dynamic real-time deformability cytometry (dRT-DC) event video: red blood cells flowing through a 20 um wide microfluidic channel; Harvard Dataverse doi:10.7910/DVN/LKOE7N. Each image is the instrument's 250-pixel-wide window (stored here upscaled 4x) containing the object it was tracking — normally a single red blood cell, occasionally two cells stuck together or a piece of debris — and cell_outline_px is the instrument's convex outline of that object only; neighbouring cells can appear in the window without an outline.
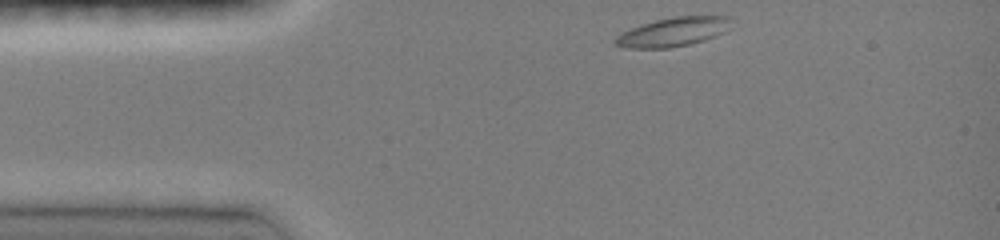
{"species": "common noctule bat (a hibernating species)", "species_latin": "Nyctalus noctula", "temperature_condition": "room temperature", "stored_images_in_passage": 35, "camera_frame_rate_fps": 3000, "um_per_image_px": 0.085, "animal": {"sex": "female", "body_mass_g": 19.0, "forearm_length_mm": 51.5}, "frame": {"image": 1, "passage_image": 1, "time_ms": 0.0, "image_size_px": [1000, 240], "cell_outline_px": [[732, 28], [716, 36], [704, 40], [688, 44], [668, 48], [624, 48], [616, 44], [616, 36], [632, 28], [656, 20], [676, 16], [728, 16]], "centroid_in_image_um": [57.27, 2.71], "position_along_channel_um": 27.7, "area_um2": 19.31}}
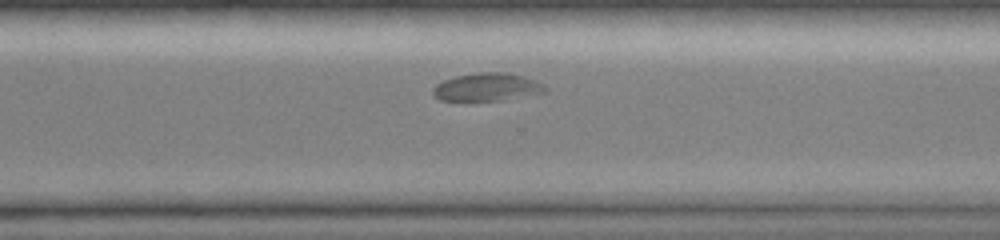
{"frame": {"image": 2, "passage_image": 28, "time_ms": 9.0, "image_size_px": [1000, 240], "cell_outline_px": [[548, 88], [544, 92], [496, 100], [440, 100], [432, 92], [432, 88], [436, 84], [444, 80], [456, 76], [480, 72], [508, 72], [524, 76], [544, 84]], "centroid_in_image_um": [41.38, 7.38], "position_along_channel_um": 329.2, "area_um2": 17.92}}
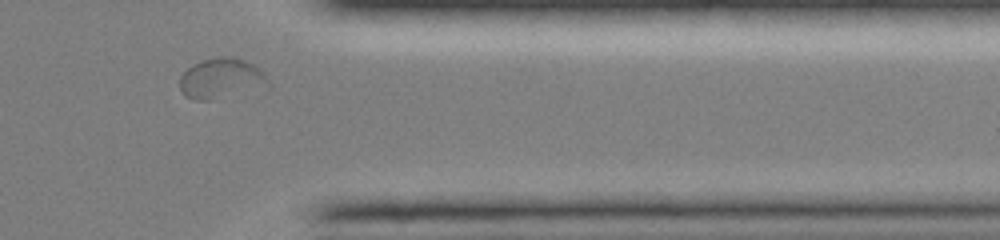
{"frame": {"image": 3, "passage_image": 33, "time_ms": 10.667, "image_size_px": [1000, 240], "cell_outline_px": [[272, 84], [268, 88], [208, 100], [196, 100], [184, 96], [180, 92], [180, 76], [192, 64], [200, 60], [220, 56], [232, 56], [244, 60], [260, 68], [264, 72]], "centroid_in_image_um": [18.85, 6.67], "position_along_channel_um": 392.6, "area_um2": 21.27}, "authors_computed_cell_mechanics": {"area_um2": 17.8024, "velocity_mm_per_s": 3.8618, "shape_relaxation_time_tau1_ms": null, "shape_relaxation_time_tau2_ms": 1.2748, "deformation_change_tau1": null, "deformation_change_tau2": 0.0365}}